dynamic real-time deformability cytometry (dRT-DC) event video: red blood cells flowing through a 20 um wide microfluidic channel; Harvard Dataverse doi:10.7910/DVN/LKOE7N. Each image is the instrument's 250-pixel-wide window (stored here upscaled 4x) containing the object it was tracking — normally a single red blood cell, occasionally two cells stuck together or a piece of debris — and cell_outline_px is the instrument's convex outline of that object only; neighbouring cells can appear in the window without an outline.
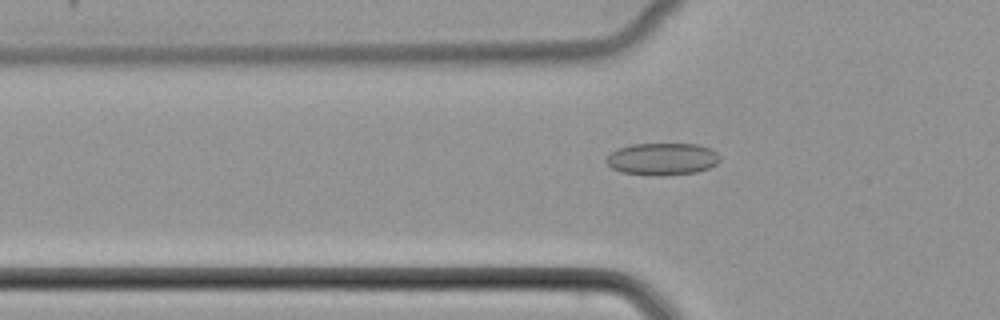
{"species": "common noctule bat (a hibernating species)", "species_latin": "Nyctalus noctula", "temperature_condition": "cold", "stored_images_in_passage": 42, "camera_frame_rate_fps": 3000, "um_per_image_px": 0.085, "animal": {"sex": "female", "body_mass_g": 22.7, "forearm_length_mm": 54.2}, "frame": {"image": 1, "passage_image": 8, "time_ms": 2.333, "image_size_px": [1000, 320], "cell_outline_px": [[720, 160], [716, 164], [708, 168], [696, 172], [664, 176], [652, 176], [620, 172], [612, 168], [604, 160], [616, 148], [632, 144], [696, 144], [708, 148], [716, 152], [720, 156]], "centroid_in_image_um": [56.27, 13.53], "position_along_channel_um": 69.5, "area_um2": 21.44}}
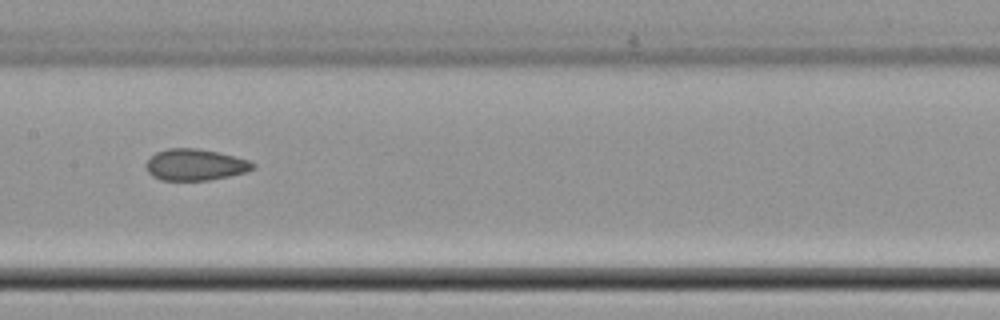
{"frame": {"image": 2, "passage_image": 17, "time_ms": 5.333, "image_size_px": [1000, 320], "cell_outline_px": [[256, 168], [248, 172], [208, 180], [160, 180], [152, 176], [148, 172], [144, 164], [156, 152], [168, 148], [196, 148], [220, 152], [248, 160], [256, 164]], "centroid_in_image_um": [16.61, 14.0], "position_along_channel_um": 190.8, "area_um2": 19.71}}
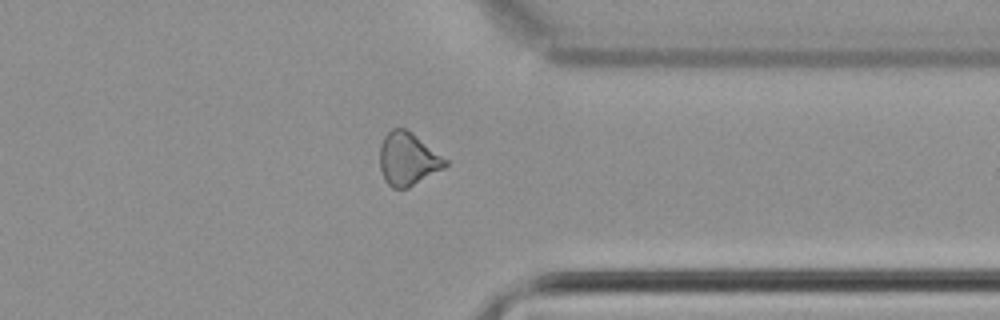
{"frame": {"image": 3, "passage_image": 31, "time_ms": 10.0, "image_size_px": [1000, 320], "cell_outline_px": [[448, 164], [444, 168], [408, 188], [392, 188], [384, 180], [380, 168], [380, 148], [384, 136], [392, 128], [404, 128], [412, 132], [448, 160]], "centroid_in_image_um": [34.66, 13.52], "position_along_channel_um": 376.7, "area_um2": 20.17}}